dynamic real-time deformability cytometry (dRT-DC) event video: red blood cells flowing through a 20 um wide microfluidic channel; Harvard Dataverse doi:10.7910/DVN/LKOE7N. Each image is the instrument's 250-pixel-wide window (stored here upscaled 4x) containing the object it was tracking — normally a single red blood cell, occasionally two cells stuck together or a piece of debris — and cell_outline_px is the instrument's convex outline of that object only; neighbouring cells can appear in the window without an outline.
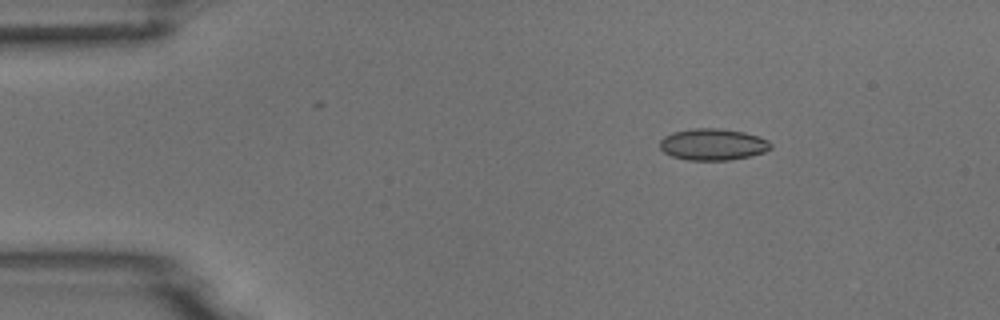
{"species": "common noctule bat (a hibernating species)", "species_latin": "Nyctalus noctula", "temperature_condition": "room temperature", "stored_images_in_passage": 5, "camera_frame_rate_fps": 3000, "um_per_image_px": 0.085, "animal": {"sex": "male", "body_mass_g": 18.8}, "frame": {"image": 1, "passage_image": 3, "time_ms": 2.333, "image_size_px": [1000, 320], "cell_outline_px": [[772, 148], [764, 152], [752, 156], [732, 160], [688, 160], [672, 156], [664, 152], [660, 148], [660, 140], [664, 136], [672, 132], [692, 128], [720, 128], [744, 132], [760, 136], [768, 140], [772, 144]], "centroid_in_image_um": [60.62, 12.27], "position_along_channel_um": 24.4, "area_um2": 20.69}}